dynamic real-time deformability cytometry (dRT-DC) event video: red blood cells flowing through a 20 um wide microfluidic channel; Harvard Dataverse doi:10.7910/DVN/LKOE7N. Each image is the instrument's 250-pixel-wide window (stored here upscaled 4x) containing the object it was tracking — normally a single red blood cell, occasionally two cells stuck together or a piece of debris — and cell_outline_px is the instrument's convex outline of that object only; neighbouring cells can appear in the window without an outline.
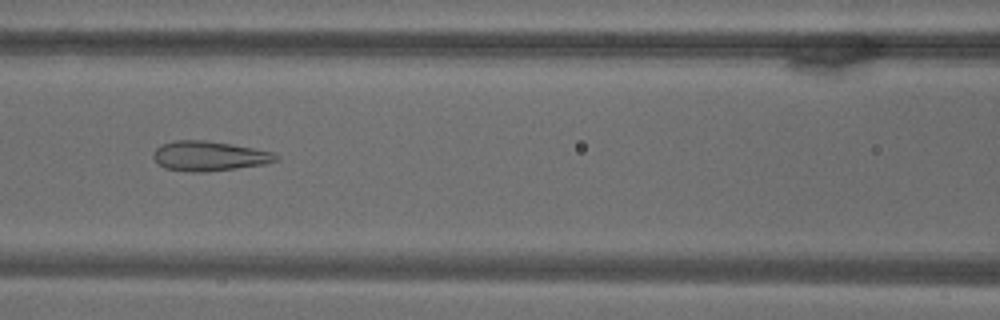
{"species": "common noctule bat (a hibernating species)", "species_latin": "Nyctalus noctula", "temperature_condition": "warm", "stored_images_in_passage": 69, "camera_frame_rate_fps": 3000, "um_per_image_px": 0.085, "animal": {"sex": "male", "body_mass_g": 18.8}, "frame": {"image": 1, "passage_image": 31, "time_ms": 10.0, "image_size_px": [1000, 320], "cell_outline_px": [[280, 156], [276, 160], [264, 164], [236, 168], [204, 172], [192, 172], [164, 168], [152, 156], [152, 152], [160, 144], [172, 140], [204, 140], [232, 144], [272, 152]], "centroid_in_image_um": [17.73, 13.25], "position_along_channel_um": 148.9, "area_um2": 21.21}}
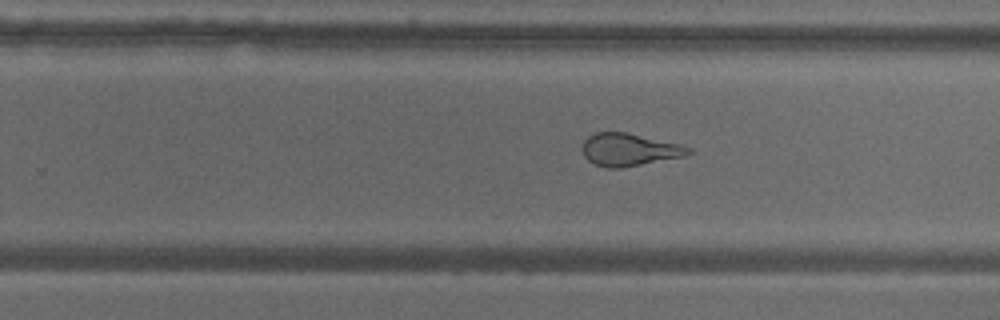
{"frame": {"image": 2, "passage_image": 44, "time_ms": 14.333, "image_size_px": [1000, 320], "cell_outline_px": [[692, 152], [684, 156], [620, 168], [608, 168], [596, 164], [588, 160], [584, 156], [580, 148], [584, 140], [588, 136], [596, 132], [628, 132], [680, 144], [692, 148]], "centroid_in_image_um": [53.46, 12.71], "position_along_channel_um": 276.3, "area_um2": 20.17}}
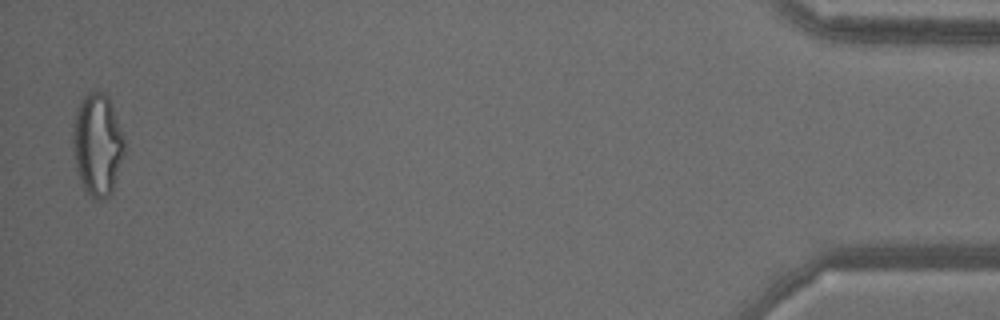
{"frame": {"image": 3, "passage_image": 68, "time_ms": 22.333, "image_size_px": [1000, 320], "cell_outline_px": [[124, 152], [112, 192], [104, 200], [96, 200], [88, 196], [84, 192], [76, 168], [72, 152], [72, 132], [76, 112], [80, 100], [88, 92], [96, 88], [100, 88], [108, 96], [124, 136]], "centroid_in_image_um": [8.26, 12.28], "position_along_channel_um": 426.9, "area_um2": 31.27}}